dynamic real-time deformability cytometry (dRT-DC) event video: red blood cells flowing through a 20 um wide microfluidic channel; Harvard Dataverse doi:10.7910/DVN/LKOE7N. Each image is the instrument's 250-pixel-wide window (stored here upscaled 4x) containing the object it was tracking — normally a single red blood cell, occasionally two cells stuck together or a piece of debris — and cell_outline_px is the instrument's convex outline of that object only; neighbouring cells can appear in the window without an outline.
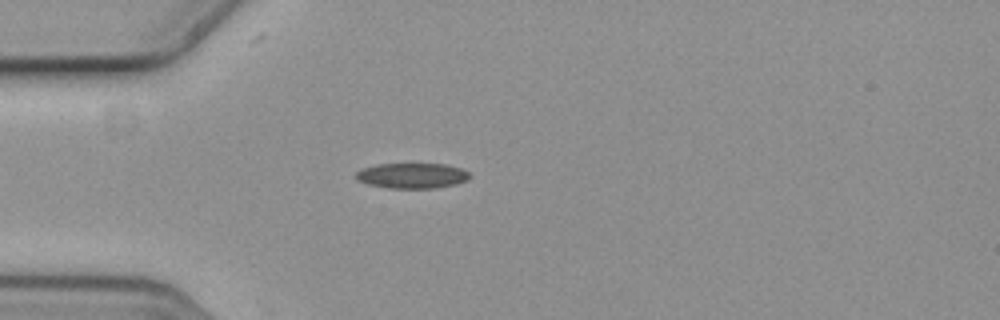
{"species": "common noctule bat (a hibernating species)", "species_latin": "Nyctalus noctula", "temperature_condition": "cold", "stored_images_in_passage": 5, "camera_frame_rate_fps": 3000, "um_per_image_px": 0.085, "animal": {"sex": "female", "body_mass_g": 19.3, "forearm_length_mm": 54.1}, "frame": {"image": 1, "passage_image": 5, "time_ms": 1.333, "image_size_px": [1000, 320], "cell_outline_px": [[472, 176], [468, 180], [452, 184], [432, 188], [388, 188], [368, 184], [356, 180], [356, 172], [360, 168], [376, 164], [444, 164], [460, 168], [468, 172]], "centroid_in_image_um": [34.98, 14.92], "position_along_channel_um": 50.0, "area_um2": 16.76}}